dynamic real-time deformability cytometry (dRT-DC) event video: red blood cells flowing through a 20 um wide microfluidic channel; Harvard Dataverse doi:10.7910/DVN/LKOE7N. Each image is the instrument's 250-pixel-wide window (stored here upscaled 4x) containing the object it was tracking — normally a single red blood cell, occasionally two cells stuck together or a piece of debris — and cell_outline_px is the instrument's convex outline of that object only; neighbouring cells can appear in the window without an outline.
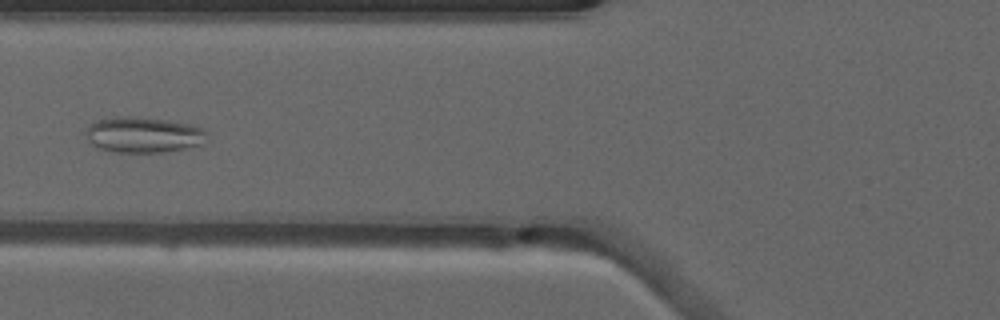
{"species": "common noctule bat (a hibernating species)", "species_latin": "Nyctalus noctula", "temperature_condition": "warm", "stored_images_in_passage": 48, "camera_frame_rate_fps": 3000, "um_per_image_px": 0.085, "animal": {"sex": "male", "forearm_length_mm": 52.5}, "frame": {"image": 1, "passage_image": 21, "time_ms": 6.667, "image_size_px": [1000, 320], "cell_outline_px": [[208, 132], [204, 144], [164, 152], [116, 152], [100, 148], [92, 144], [88, 140], [84, 132], [96, 120], [120, 116], [128, 116], [168, 120], [192, 124], [204, 128]], "centroid_in_image_um": [12.23, 11.45], "position_along_channel_um": 113.6, "area_um2": 25.26}}
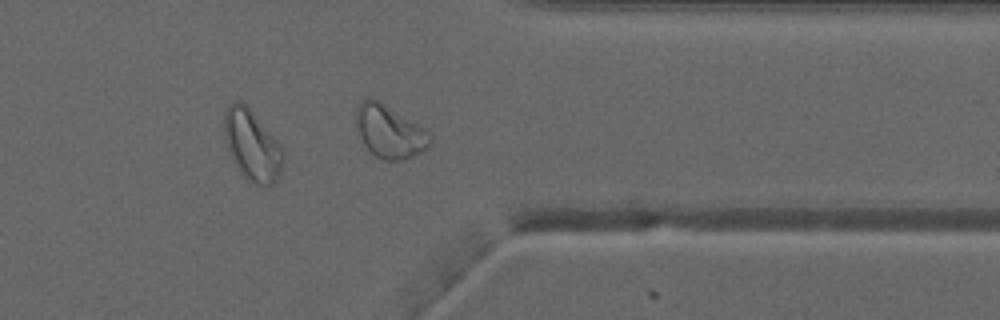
{"frame": {"image": 2, "passage_image": 41, "time_ms": 13.333, "image_size_px": [1000, 320], "cell_outline_px": [[284, 160], [280, 172], [276, 180], [272, 184], [256, 184], [248, 180], [240, 172], [232, 160], [224, 136], [224, 108], [228, 104], [236, 100], [244, 100], [284, 148]], "centroid_in_image_um": [21.42, 12.27], "position_along_channel_um": 390.0, "area_um2": 24.68}, "authors_computed_cell_mechanics": {"area_um2": 25.7499, "velocity_mm_per_s": 4.0316, "shape_relaxation_time_tau1_ms": null, "shape_relaxation_time_tau2_ms": 1.3928, "deformation_change_tau1": null, "deformation_change_tau2": 0.0712}}